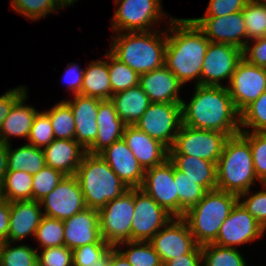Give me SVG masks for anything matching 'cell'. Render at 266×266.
Segmentation results:
<instances>
[{
	"label": "cell",
	"instance_id": "obj_1",
	"mask_svg": "<svg viewBox=\"0 0 266 266\" xmlns=\"http://www.w3.org/2000/svg\"><path fill=\"white\" fill-rule=\"evenodd\" d=\"M182 124L197 129L213 130L229 137L241 132L240 113L226 86L195 85L189 103L182 100Z\"/></svg>",
	"mask_w": 266,
	"mask_h": 266
},
{
	"label": "cell",
	"instance_id": "obj_2",
	"mask_svg": "<svg viewBox=\"0 0 266 266\" xmlns=\"http://www.w3.org/2000/svg\"><path fill=\"white\" fill-rule=\"evenodd\" d=\"M169 17L171 27L166 29L164 65L182 84L196 78L195 85H201L203 60L210 41L190 18Z\"/></svg>",
	"mask_w": 266,
	"mask_h": 266
},
{
	"label": "cell",
	"instance_id": "obj_3",
	"mask_svg": "<svg viewBox=\"0 0 266 266\" xmlns=\"http://www.w3.org/2000/svg\"><path fill=\"white\" fill-rule=\"evenodd\" d=\"M166 45V29L162 34L160 30L120 32L112 38L109 51L141 75L164 66Z\"/></svg>",
	"mask_w": 266,
	"mask_h": 266
},
{
	"label": "cell",
	"instance_id": "obj_4",
	"mask_svg": "<svg viewBox=\"0 0 266 266\" xmlns=\"http://www.w3.org/2000/svg\"><path fill=\"white\" fill-rule=\"evenodd\" d=\"M255 179L249 142L240 133L229 137L217 162V190L239 196L252 189Z\"/></svg>",
	"mask_w": 266,
	"mask_h": 266
},
{
	"label": "cell",
	"instance_id": "obj_5",
	"mask_svg": "<svg viewBox=\"0 0 266 266\" xmlns=\"http://www.w3.org/2000/svg\"><path fill=\"white\" fill-rule=\"evenodd\" d=\"M75 176L90 209H101L129 189L99 154L86 152Z\"/></svg>",
	"mask_w": 266,
	"mask_h": 266
},
{
	"label": "cell",
	"instance_id": "obj_6",
	"mask_svg": "<svg viewBox=\"0 0 266 266\" xmlns=\"http://www.w3.org/2000/svg\"><path fill=\"white\" fill-rule=\"evenodd\" d=\"M239 198L233 193L212 190L182 217L188 224L198 246L216 241L219 229L230 215Z\"/></svg>",
	"mask_w": 266,
	"mask_h": 266
},
{
	"label": "cell",
	"instance_id": "obj_7",
	"mask_svg": "<svg viewBox=\"0 0 266 266\" xmlns=\"http://www.w3.org/2000/svg\"><path fill=\"white\" fill-rule=\"evenodd\" d=\"M101 238L115 247L131 241V225L134 216V188L109 201L98 210Z\"/></svg>",
	"mask_w": 266,
	"mask_h": 266
},
{
	"label": "cell",
	"instance_id": "obj_8",
	"mask_svg": "<svg viewBox=\"0 0 266 266\" xmlns=\"http://www.w3.org/2000/svg\"><path fill=\"white\" fill-rule=\"evenodd\" d=\"M228 138L225 133L182 124L169 155H189L217 163Z\"/></svg>",
	"mask_w": 266,
	"mask_h": 266
},
{
	"label": "cell",
	"instance_id": "obj_9",
	"mask_svg": "<svg viewBox=\"0 0 266 266\" xmlns=\"http://www.w3.org/2000/svg\"><path fill=\"white\" fill-rule=\"evenodd\" d=\"M134 125L170 149L182 126L181 103L151 102Z\"/></svg>",
	"mask_w": 266,
	"mask_h": 266
},
{
	"label": "cell",
	"instance_id": "obj_10",
	"mask_svg": "<svg viewBox=\"0 0 266 266\" xmlns=\"http://www.w3.org/2000/svg\"><path fill=\"white\" fill-rule=\"evenodd\" d=\"M118 4L112 18V31H152L164 17L160 0H115ZM163 16V17H162Z\"/></svg>",
	"mask_w": 266,
	"mask_h": 266
},
{
	"label": "cell",
	"instance_id": "obj_11",
	"mask_svg": "<svg viewBox=\"0 0 266 266\" xmlns=\"http://www.w3.org/2000/svg\"><path fill=\"white\" fill-rule=\"evenodd\" d=\"M162 263L187 253H202L182 217L172 218L149 241Z\"/></svg>",
	"mask_w": 266,
	"mask_h": 266
},
{
	"label": "cell",
	"instance_id": "obj_12",
	"mask_svg": "<svg viewBox=\"0 0 266 266\" xmlns=\"http://www.w3.org/2000/svg\"><path fill=\"white\" fill-rule=\"evenodd\" d=\"M172 218L141 188H134V216L131 225V241H150Z\"/></svg>",
	"mask_w": 266,
	"mask_h": 266
},
{
	"label": "cell",
	"instance_id": "obj_13",
	"mask_svg": "<svg viewBox=\"0 0 266 266\" xmlns=\"http://www.w3.org/2000/svg\"><path fill=\"white\" fill-rule=\"evenodd\" d=\"M227 84L233 103L241 113L266 91V68L250 64L242 58Z\"/></svg>",
	"mask_w": 266,
	"mask_h": 266
},
{
	"label": "cell",
	"instance_id": "obj_14",
	"mask_svg": "<svg viewBox=\"0 0 266 266\" xmlns=\"http://www.w3.org/2000/svg\"><path fill=\"white\" fill-rule=\"evenodd\" d=\"M43 215L64 221L85 210L86 204L80 183L75 175L65 178L40 201Z\"/></svg>",
	"mask_w": 266,
	"mask_h": 266
},
{
	"label": "cell",
	"instance_id": "obj_15",
	"mask_svg": "<svg viewBox=\"0 0 266 266\" xmlns=\"http://www.w3.org/2000/svg\"><path fill=\"white\" fill-rule=\"evenodd\" d=\"M141 189L173 217H179V198L174 182V165L169 159L145 170Z\"/></svg>",
	"mask_w": 266,
	"mask_h": 266
},
{
	"label": "cell",
	"instance_id": "obj_16",
	"mask_svg": "<svg viewBox=\"0 0 266 266\" xmlns=\"http://www.w3.org/2000/svg\"><path fill=\"white\" fill-rule=\"evenodd\" d=\"M265 229L238 201L221 225L214 244L235 248L263 237Z\"/></svg>",
	"mask_w": 266,
	"mask_h": 266
},
{
	"label": "cell",
	"instance_id": "obj_17",
	"mask_svg": "<svg viewBox=\"0 0 266 266\" xmlns=\"http://www.w3.org/2000/svg\"><path fill=\"white\" fill-rule=\"evenodd\" d=\"M242 58V49L230 44L210 42L203 60L201 85L222 86L220 81L224 79H228L229 83Z\"/></svg>",
	"mask_w": 266,
	"mask_h": 266
},
{
	"label": "cell",
	"instance_id": "obj_18",
	"mask_svg": "<svg viewBox=\"0 0 266 266\" xmlns=\"http://www.w3.org/2000/svg\"><path fill=\"white\" fill-rule=\"evenodd\" d=\"M190 19L212 43L230 44L242 50L247 44L246 26L242 11L221 17ZM243 37L246 39L243 40Z\"/></svg>",
	"mask_w": 266,
	"mask_h": 266
},
{
	"label": "cell",
	"instance_id": "obj_19",
	"mask_svg": "<svg viewBox=\"0 0 266 266\" xmlns=\"http://www.w3.org/2000/svg\"><path fill=\"white\" fill-rule=\"evenodd\" d=\"M99 155L129 189L141 188L145 171L123 138L106 147Z\"/></svg>",
	"mask_w": 266,
	"mask_h": 266
},
{
	"label": "cell",
	"instance_id": "obj_20",
	"mask_svg": "<svg viewBox=\"0 0 266 266\" xmlns=\"http://www.w3.org/2000/svg\"><path fill=\"white\" fill-rule=\"evenodd\" d=\"M63 223L64 245L71 250L87 244H108L101 238L98 210L86 208Z\"/></svg>",
	"mask_w": 266,
	"mask_h": 266
},
{
	"label": "cell",
	"instance_id": "obj_21",
	"mask_svg": "<svg viewBox=\"0 0 266 266\" xmlns=\"http://www.w3.org/2000/svg\"><path fill=\"white\" fill-rule=\"evenodd\" d=\"M65 101L75 120V140L87 151L98 135L97 115L99 99L82 94Z\"/></svg>",
	"mask_w": 266,
	"mask_h": 266
},
{
	"label": "cell",
	"instance_id": "obj_22",
	"mask_svg": "<svg viewBox=\"0 0 266 266\" xmlns=\"http://www.w3.org/2000/svg\"><path fill=\"white\" fill-rule=\"evenodd\" d=\"M123 140L144 171L162 164L169 157V149L163 143L149 137L135 125L125 126Z\"/></svg>",
	"mask_w": 266,
	"mask_h": 266
},
{
	"label": "cell",
	"instance_id": "obj_23",
	"mask_svg": "<svg viewBox=\"0 0 266 266\" xmlns=\"http://www.w3.org/2000/svg\"><path fill=\"white\" fill-rule=\"evenodd\" d=\"M139 85L151 102L181 103L183 100L178 95L183 84L165 65L141 74Z\"/></svg>",
	"mask_w": 266,
	"mask_h": 266
},
{
	"label": "cell",
	"instance_id": "obj_24",
	"mask_svg": "<svg viewBox=\"0 0 266 266\" xmlns=\"http://www.w3.org/2000/svg\"><path fill=\"white\" fill-rule=\"evenodd\" d=\"M40 206V202L35 200L10 202V222L6 241L15 243L31 234L35 237L43 217Z\"/></svg>",
	"mask_w": 266,
	"mask_h": 266
},
{
	"label": "cell",
	"instance_id": "obj_25",
	"mask_svg": "<svg viewBox=\"0 0 266 266\" xmlns=\"http://www.w3.org/2000/svg\"><path fill=\"white\" fill-rule=\"evenodd\" d=\"M86 152L76 140L67 139H54L43 148L46 166L61 171L66 176L76 174Z\"/></svg>",
	"mask_w": 266,
	"mask_h": 266
},
{
	"label": "cell",
	"instance_id": "obj_26",
	"mask_svg": "<svg viewBox=\"0 0 266 266\" xmlns=\"http://www.w3.org/2000/svg\"><path fill=\"white\" fill-rule=\"evenodd\" d=\"M97 125V138L87 150L92 154H99L106 147L123 138L126 124L119 118L114 103L110 99H99Z\"/></svg>",
	"mask_w": 266,
	"mask_h": 266
},
{
	"label": "cell",
	"instance_id": "obj_27",
	"mask_svg": "<svg viewBox=\"0 0 266 266\" xmlns=\"http://www.w3.org/2000/svg\"><path fill=\"white\" fill-rule=\"evenodd\" d=\"M176 169L196 181L207 191L217 189V163L189 155H169Z\"/></svg>",
	"mask_w": 266,
	"mask_h": 266
},
{
	"label": "cell",
	"instance_id": "obj_28",
	"mask_svg": "<svg viewBox=\"0 0 266 266\" xmlns=\"http://www.w3.org/2000/svg\"><path fill=\"white\" fill-rule=\"evenodd\" d=\"M27 93H25L10 110L4 119L0 130V141L6 145L10 144V136L23 137L28 139L30 130L38 112L32 106L24 105Z\"/></svg>",
	"mask_w": 266,
	"mask_h": 266
},
{
	"label": "cell",
	"instance_id": "obj_29",
	"mask_svg": "<svg viewBox=\"0 0 266 266\" xmlns=\"http://www.w3.org/2000/svg\"><path fill=\"white\" fill-rule=\"evenodd\" d=\"M110 100L114 103L119 118L126 125H134L151 103L140 85L118 92L112 95Z\"/></svg>",
	"mask_w": 266,
	"mask_h": 266
},
{
	"label": "cell",
	"instance_id": "obj_30",
	"mask_svg": "<svg viewBox=\"0 0 266 266\" xmlns=\"http://www.w3.org/2000/svg\"><path fill=\"white\" fill-rule=\"evenodd\" d=\"M80 94L100 100L111 99V83L108 62L92 61L84 70Z\"/></svg>",
	"mask_w": 266,
	"mask_h": 266
},
{
	"label": "cell",
	"instance_id": "obj_31",
	"mask_svg": "<svg viewBox=\"0 0 266 266\" xmlns=\"http://www.w3.org/2000/svg\"><path fill=\"white\" fill-rule=\"evenodd\" d=\"M45 166L43 149L27 143L12 150L11 145H8V171H23L33 175Z\"/></svg>",
	"mask_w": 266,
	"mask_h": 266
},
{
	"label": "cell",
	"instance_id": "obj_32",
	"mask_svg": "<svg viewBox=\"0 0 266 266\" xmlns=\"http://www.w3.org/2000/svg\"><path fill=\"white\" fill-rule=\"evenodd\" d=\"M174 182L176 183V193H178L179 198V217H183L185 212L197 204L208 191L176 169L175 166Z\"/></svg>",
	"mask_w": 266,
	"mask_h": 266
},
{
	"label": "cell",
	"instance_id": "obj_33",
	"mask_svg": "<svg viewBox=\"0 0 266 266\" xmlns=\"http://www.w3.org/2000/svg\"><path fill=\"white\" fill-rule=\"evenodd\" d=\"M108 62V71L111 83L112 95L139 85L140 75L132 70L127 64L117 59L110 51L105 54Z\"/></svg>",
	"mask_w": 266,
	"mask_h": 266
},
{
	"label": "cell",
	"instance_id": "obj_34",
	"mask_svg": "<svg viewBox=\"0 0 266 266\" xmlns=\"http://www.w3.org/2000/svg\"><path fill=\"white\" fill-rule=\"evenodd\" d=\"M33 175L23 171H8L3 179V189L9 202L32 200Z\"/></svg>",
	"mask_w": 266,
	"mask_h": 266
},
{
	"label": "cell",
	"instance_id": "obj_35",
	"mask_svg": "<svg viewBox=\"0 0 266 266\" xmlns=\"http://www.w3.org/2000/svg\"><path fill=\"white\" fill-rule=\"evenodd\" d=\"M119 245H126L128 250L121 251ZM115 247L132 266H163L160 256L149 241H125Z\"/></svg>",
	"mask_w": 266,
	"mask_h": 266
},
{
	"label": "cell",
	"instance_id": "obj_36",
	"mask_svg": "<svg viewBox=\"0 0 266 266\" xmlns=\"http://www.w3.org/2000/svg\"><path fill=\"white\" fill-rule=\"evenodd\" d=\"M202 266H247L237 248L214 243L201 246Z\"/></svg>",
	"mask_w": 266,
	"mask_h": 266
},
{
	"label": "cell",
	"instance_id": "obj_37",
	"mask_svg": "<svg viewBox=\"0 0 266 266\" xmlns=\"http://www.w3.org/2000/svg\"><path fill=\"white\" fill-rule=\"evenodd\" d=\"M45 112L49 115L55 139L75 140L74 116L65 100Z\"/></svg>",
	"mask_w": 266,
	"mask_h": 266
},
{
	"label": "cell",
	"instance_id": "obj_38",
	"mask_svg": "<svg viewBox=\"0 0 266 266\" xmlns=\"http://www.w3.org/2000/svg\"><path fill=\"white\" fill-rule=\"evenodd\" d=\"M11 243H0V266H38V249L28 245L13 247Z\"/></svg>",
	"mask_w": 266,
	"mask_h": 266
},
{
	"label": "cell",
	"instance_id": "obj_39",
	"mask_svg": "<svg viewBox=\"0 0 266 266\" xmlns=\"http://www.w3.org/2000/svg\"><path fill=\"white\" fill-rule=\"evenodd\" d=\"M111 256L109 244H87L72 250L73 266L109 265Z\"/></svg>",
	"mask_w": 266,
	"mask_h": 266
},
{
	"label": "cell",
	"instance_id": "obj_40",
	"mask_svg": "<svg viewBox=\"0 0 266 266\" xmlns=\"http://www.w3.org/2000/svg\"><path fill=\"white\" fill-rule=\"evenodd\" d=\"M40 248L64 245V223L62 220L43 215L35 233Z\"/></svg>",
	"mask_w": 266,
	"mask_h": 266
},
{
	"label": "cell",
	"instance_id": "obj_41",
	"mask_svg": "<svg viewBox=\"0 0 266 266\" xmlns=\"http://www.w3.org/2000/svg\"><path fill=\"white\" fill-rule=\"evenodd\" d=\"M240 134L249 142L258 181L266 184V132L241 130Z\"/></svg>",
	"mask_w": 266,
	"mask_h": 266
},
{
	"label": "cell",
	"instance_id": "obj_42",
	"mask_svg": "<svg viewBox=\"0 0 266 266\" xmlns=\"http://www.w3.org/2000/svg\"><path fill=\"white\" fill-rule=\"evenodd\" d=\"M242 14L245 21L247 43L249 40L262 38L266 30V6L248 1Z\"/></svg>",
	"mask_w": 266,
	"mask_h": 266
},
{
	"label": "cell",
	"instance_id": "obj_43",
	"mask_svg": "<svg viewBox=\"0 0 266 266\" xmlns=\"http://www.w3.org/2000/svg\"><path fill=\"white\" fill-rule=\"evenodd\" d=\"M10 2L12 10L32 21H37L61 8L56 0H11Z\"/></svg>",
	"mask_w": 266,
	"mask_h": 266
},
{
	"label": "cell",
	"instance_id": "obj_44",
	"mask_svg": "<svg viewBox=\"0 0 266 266\" xmlns=\"http://www.w3.org/2000/svg\"><path fill=\"white\" fill-rule=\"evenodd\" d=\"M240 126L252 132H266V91L240 113Z\"/></svg>",
	"mask_w": 266,
	"mask_h": 266
},
{
	"label": "cell",
	"instance_id": "obj_45",
	"mask_svg": "<svg viewBox=\"0 0 266 266\" xmlns=\"http://www.w3.org/2000/svg\"><path fill=\"white\" fill-rule=\"evenodd\" d=\"M65 176L61 171L49 166H45L38 173L33 174L32 200L39 202L43 200Z\"/></svg>",
	"mask_w": 266,
	"mask_h": 266
},
{
	"label": "cell",
	"instance_id": "obj_46",
	"mask_svg": "<svg viewBox=\"0 0 266 266\" xmlns=\"http://www.w3.org/2000/svg\"><path fill=\"white\" fill-rule=\"evenodd\" d=\"M54 139L55 136L49 115L45 111H41L40 113L38 111L27 139L29 142L28 144L43 149L47 147Z\"/></svg>",
	"mask_w": 266,
	"mask_h": 266
},
{
	"label": "cell",
	"instance_id": "obj_47",
	"mask_svg": "<svg viewBox=\"0 0 266 266\" xmlns=\"http://www.w3.org/2000/svg\"><path fill=\"white\" fill-rule=\"evenodd\" d=\"M264 189L255 194L248 195L250 190L238 196L239 202L242 206L261 224L266 228V184H262ZM249 196V197H248ZM247 197L246 199H244ZM242 198L244 200H242Z\"/></svg>",
	"mask_w": 266,
	"mask_h": 266
},
{
	"label": "cell",
	"instance_id": "obj_48",
	"mask_svg": "<svg viewBox=\"0 0 266 266\" xmlns=\"http://www.w3.org/2000/svg\"><path fill=\"white\" fill-rule=\"evenodd\" d=\"M38 266H73L72 250L63 246L41 249Z\"/></svg>",
	"mask_w": 266,
	"mask_h": 266
},
{
	"label": "cell",
	"instance_id": "obj_49",
	"mask_svg": "<svg viewBox=\"0 0 266 266\" xmlns=\"http://www.w3.org/2000/svg\"><path fill=\"white\" fill-rule=\"evenodd\" d=\"M249 0H209L203 17H221L242 11Z\"/></svg>",
	"mask_w": 266,
	"mask_h": 266
},
{
	"label": "cell",
	"instance_id": "obj_50",
	"mask_svg": "<svg viewBox=\"0 0 266 266\" xmlns=\"http://www.w3.org/2000/svg\"><path fill=\"white\" fill-rule=\"evenodd\" d=\"M254 45L247 43L242 50V57L250 64L266 68V38H257L253 40Z\"/></svg>",
	"mask_w": 266,
	"mask_h": 266
},
{
	"label": "cell",
	"instance_id": "obj_51",
	"mask_svg": "<svg viewBox=\"0 0 266 266\" xmlns=\"http://www.w3.org/2000/svg\"><path fill=\"white\" fill-rule=\"evenodd\" d=\"M27 92V88L18 86L10 89L8 92L0 96V130L4 119L10 113L12 106Z\"/></svg>",
	"mask_w": 266,
	"mask_h": 266
},
{
	"label": "cell",
	"instance_id": "obj_52",
	"mask_svg": "<svg viewBox=\"0 0 266 266\" xmlns=\"http://www.w3.org/2000/svg\"><path fill=\"white\" fill-rule=\"evenodd\" d=\"M68 65L63 79L66 81L69 90L72 91V95L80 94L85 69H80L75 63Z\"/></svg>",
	"mask_w": 266,
	"mask_h": 266
},
{
	"label": "cell",
	"instance_id": "obj_53",
	"mask_svg": "<svg viewBox=\"0 0 266 266\" xmlns=\"http://www.w3.org/2000/svg\"><path fill=\"white\" fill-rule=\"evenodd\" d=\"M202 253H187L176 258H173L163 266H201Z\"/></svg>",
	"mask_w": 266,
	"mask_h": 266
},
{
	"label": "cell",
	"instance_id": "obj_54",
	"mask_svg": "<svg viewBox=\"0 0 266 266\" xmlns=\"http://www.w3.org/2000/svg\"><path fill=\"white\" fill-rule=\"evenodd\" d=\"M10 202L6 200L0 204V240L6 241L9 230Z\"/></svg>",
	"mask_w": 266,
	"mask_h": 266
},
{
	"label": "cell",
	"instance_id": "obj_55",
	"mask_svg": "<svg viewBox=\"0 0 266 266\" xmlns=\"http://www.w3.org/2000/svg\"><path fill=\"white\" fill-rule=\"evenodd\" d=\"M8 172V145L0 141V182Z\"/></svg>",
	"mask_w": 266,
	"mask_h": 266
},
{
	"label": "cell",
	"instance_id": "obj_56",
	"mask_svg": "<svg viewBox=\"0 0 266 266\" xmlns=\"http://www.w3.org/2000/svg\"><path fill=\"white\" fill-rule=\"evenodd\" d=\"M109 266H132L128 260L117 250L112 247V256Z\"/></svg>",
	"mask_w": 266,
	"mask_h": 266
},
{
	"label": "cell",
	"instance_id": "obj_57",
	"mask_svg": "<svg viewBox=\"0 0 266 266\" xmlns=\"http://www.w3.org/2000/svg\"><path fill=\"white\" fill-rule=\"evenodd\" d=\"M56 1L61 8H64L76 2V0H56Z\"/></svg>",
	"mask_w": 266,
	"mask_h": 266
},
{
	"label": "cell",
	"instance_id": "obj_58",
	"mask_svg": "<svg viewBox=\"0 0 266 266\" xmlns=\"http://www.w3.org/2000/svg\"><path fill=\"white\" fill-rule=\"evenodd\" d=\"M5 201H6V198L4 195L3 182H0V204Z\"/></svg>",
	"mask_w": 266,
	"mask_h": 266
},
{
	"label": "cell",
	"instance_id": "obj_59",
	"mask_svg": "<svg viewBox=\"0 0 266 266\" xmlns=\"http://www.w3.org/2000/svg\"><path fill=\"white\" fill-rule=\"evenodd\" d=\"M253 2H256V3H259V4H262L264 6H266V0H251Z\"/></svg>",
	"mask_w": 266,
	"mask_h": 266
}]
</instances>
